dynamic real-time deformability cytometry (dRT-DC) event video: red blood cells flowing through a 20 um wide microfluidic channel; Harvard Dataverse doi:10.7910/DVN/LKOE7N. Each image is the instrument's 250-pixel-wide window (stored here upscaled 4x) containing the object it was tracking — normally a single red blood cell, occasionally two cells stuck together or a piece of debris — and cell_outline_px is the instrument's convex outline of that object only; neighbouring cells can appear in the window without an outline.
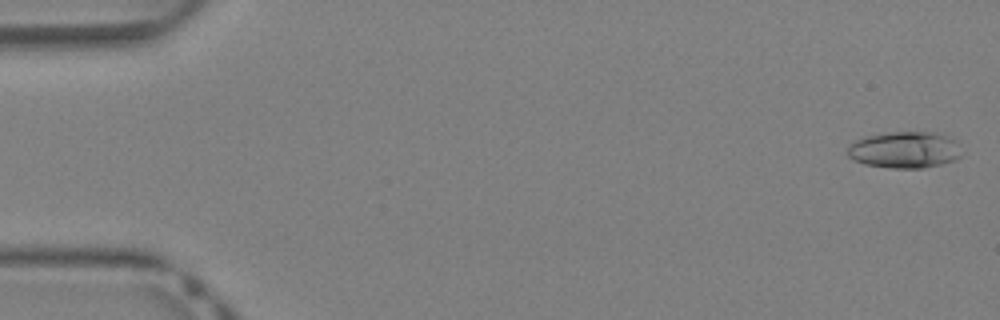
{"species": "Egyptian fruit bat (a non-hibernating species)", "species_latin": "Rousettus aegyptiacus", "temperature_condition": "warm", "stored_images_in_passage": 40, "camera_frame_rate_fps": 3000, "um_per_image_px": 0.085, "animal": {"sex": "female"}, "frame": {"image": 1, "passage_image": 1, "time_ms": 0.0, "image_size_px": [1000, 320], "cell_outline_px": [[960, 156], [956, 160], [924, 168], [892, 168], [864, 164], [848, 156], [848, 148], [852, 140], [864, 136], [884, 132], [936, 132], [948, 136], [956, 140]], "centroid_in_image_um": [76.87, 12.72], "position_along_channel_um": 8.1, "area_um2": 24.45}}
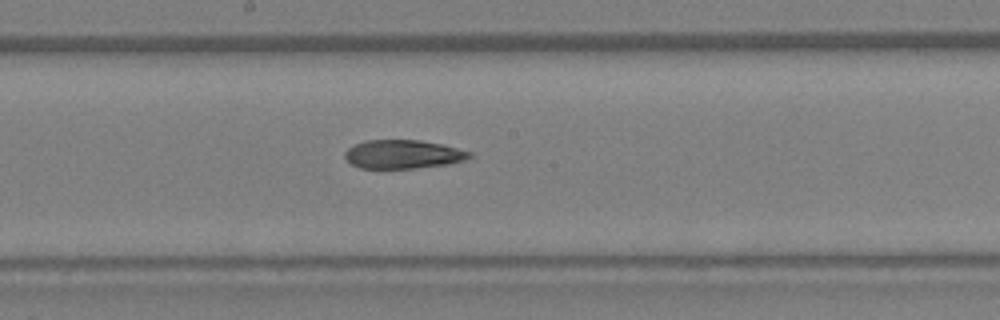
{"frame": {"image": 2, "passage_image": 22, "time_ms": 7.0, "image_size_px": [1000, 320], "cell_outline_px": [[476, 156], [464, 160], [448, 164], [416, 168], [360, 168], [352, 164], [344, 156], [344, 152], [348, 148], [364, 140], [420, 140], [444, 144], [472, 152]], "centroid_in_image_um": [34.31, 13.1], "position_along_channel_um": 213.9, "area_um2": 20.98}}
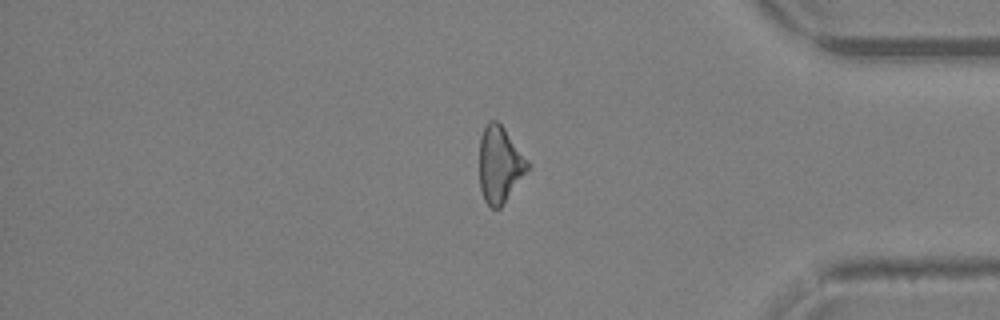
{"frame": {"image": 3, "passage_image": 34, "time_ms": 11.0, "image_size_px": [1000, 320], "cell_outline_px": [[532, 168], [504, 204], [500, 208], [492, 208], [484, 200], [480, 188], [480, 136], [488, 120], [496, 120], [504, 128], [532, 164]], "centroid_in_image_um": [42.53, 14.01], "position_along_channel_um": 392.7, "area_um2": 21.96}}